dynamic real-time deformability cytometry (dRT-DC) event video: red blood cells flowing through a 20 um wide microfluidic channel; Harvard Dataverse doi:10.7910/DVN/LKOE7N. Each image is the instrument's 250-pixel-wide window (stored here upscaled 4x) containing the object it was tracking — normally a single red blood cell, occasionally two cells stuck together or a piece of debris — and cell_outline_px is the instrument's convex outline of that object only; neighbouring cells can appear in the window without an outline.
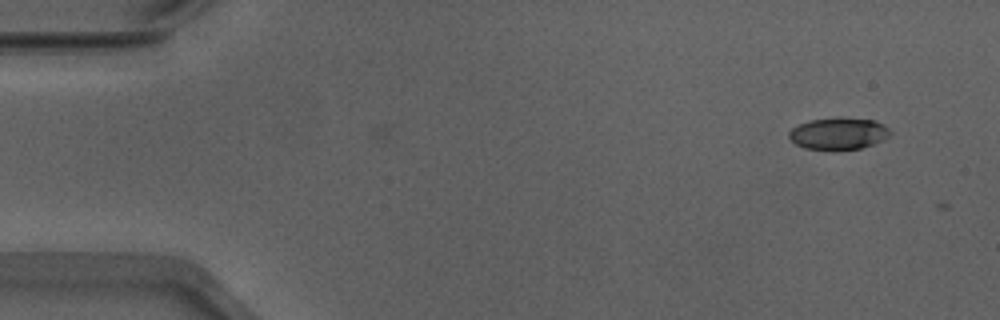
{"species": "Egyptian fruit bat (a non-hibernating species)", "species_latin": "Rousettus aegyptiacus", "temperature_condition": "warm", "stored_images_in_passage": 3, "camera_frame_rate_fps": 3000, "um_per_image_px": 0.085, "animal": {"sex": "male"}, "frame": {"image": 1, "passage_image": 1, "time_ms": 0.0, "image_size_px": [1000, 320], "cell_outline_px": [[892, 132], [888, 136], [872, 144], [860, 148], [804, 148], [796, 144], [788, 136], [788, 132], [792, 128], [800, 124], [812, 120], [840, 116], [876, 120], [884, 124]], "centroid_in_image_um": [71.29, 11.3], "position_along_channel_um": 13.7, "area_um2": 18.5}}